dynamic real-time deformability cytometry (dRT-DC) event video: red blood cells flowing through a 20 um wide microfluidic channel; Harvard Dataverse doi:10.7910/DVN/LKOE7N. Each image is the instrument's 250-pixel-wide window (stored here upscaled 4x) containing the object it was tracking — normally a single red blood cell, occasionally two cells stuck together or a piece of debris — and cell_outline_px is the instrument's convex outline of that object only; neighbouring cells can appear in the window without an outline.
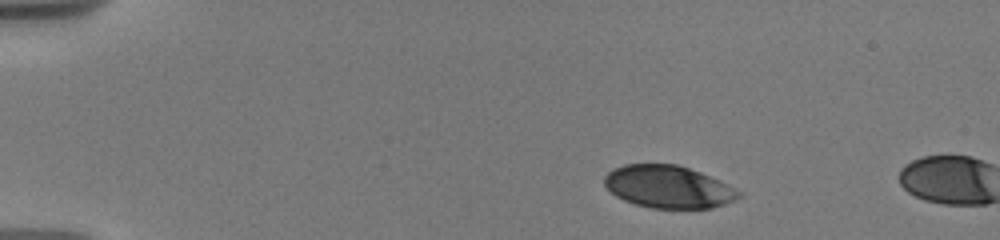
{"species": "human", "species_latin": "Homo sapiens", "temperature_condition": "warm", "stored_images_in_passage": 12, "camera_frame_rate_fps": 3000, "um_per_image_px": 0.085, "donor": {"sex": "male"}, "frame": {"image": 1, "passage_image": 8, "time_ms": 1.667, "image_size_px": [1000, 240], "cell_outline_px": [[740, 196], [736, 200], [712, 208], [652, 208], [636, 204], [624, 200], [616, 196], [604, 184], [604, 176], [612, 168], [624, 164], [676, 164], [700, 172], [740, 192]], "centroid_in_image_um": [56.75, 15.88], "position_along_channel_um": 28.3, "area_um2": 32.83}}